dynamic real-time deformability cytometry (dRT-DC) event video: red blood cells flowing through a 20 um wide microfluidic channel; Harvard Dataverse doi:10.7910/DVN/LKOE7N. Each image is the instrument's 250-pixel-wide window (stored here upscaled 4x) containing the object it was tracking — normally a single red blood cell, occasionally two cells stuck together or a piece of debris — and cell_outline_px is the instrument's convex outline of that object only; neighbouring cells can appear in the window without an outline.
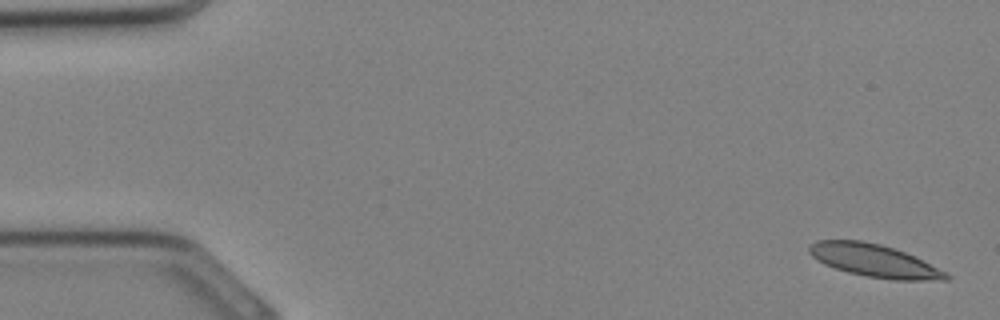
{"species": "Egyptian fruit bat (a non-hibernating species)", "species_latin": "Rousettus aegyptiacus", "temperature_condition": "cold", "stored_images_in_passage": 18, "camera_frame_rate_fps": 3000, "um_per_image_px": 0.085, "animal": {"sex": "female"}, "frame": {"image": 1, "passage_image": 1, "time_ms": 0.0, "image_size_px": [1000, 320], "cell_outline_px": [[952, 276], [948, 280], [892, 280], [868, 276], [848, 272], [824, 264], [816, 260], [808, 252], [808, 248], [816, 240], [860, 240], [880, 244], [904, 252], [948, 272]], "centroid_in_image_um": [74.32, 22.16], "position_along_channel_um": 10.7, "area_um2": 25.95}}
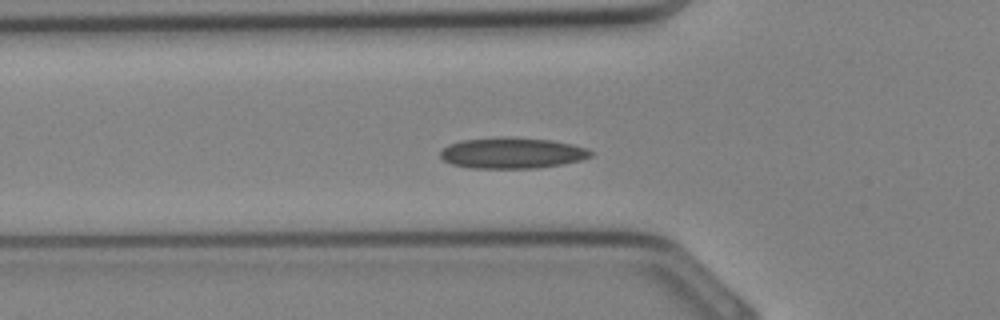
{"frame": {"image": 2, "passage_image": 11, "time_ms": 3.333, "image_size_px": [1000, 320], "cell_outline_px": [[592, 156], [580, 160], [540, 168], [472, 168], [452, 164], [444, 160], [440, 156], [440, 152], [448, 144], [460, 140], [496, 136], [500, 136], [552, 140], [572, 144], [584, 148], [592, 152]], "centroid_in_image_um": [43.49, 12.99], "position_along_channel_um": 82.3, "area_um2": 27.17}}
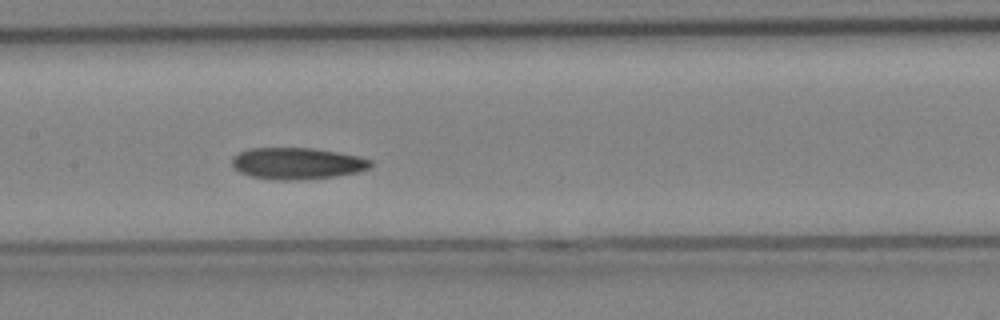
{"frame": {"image": 3, "passage_image": 16, "time_ms": 5.0, "image_size_px": [1000, 320], "cell_outline_px": [[372, 164], [368, 168], [356, 172], [336, 176], [300, 180], [272, 180], [252, 176], [240, 172], [232, 164], [232, 160], [240, 152], [252, 148], [308, 148], [336, 152], [356, 156], [372, 160]], "centroid_in_image_um": [25.25, 13.9], "position_along_channel_um": 182.1, "area_um2": 25.14}}